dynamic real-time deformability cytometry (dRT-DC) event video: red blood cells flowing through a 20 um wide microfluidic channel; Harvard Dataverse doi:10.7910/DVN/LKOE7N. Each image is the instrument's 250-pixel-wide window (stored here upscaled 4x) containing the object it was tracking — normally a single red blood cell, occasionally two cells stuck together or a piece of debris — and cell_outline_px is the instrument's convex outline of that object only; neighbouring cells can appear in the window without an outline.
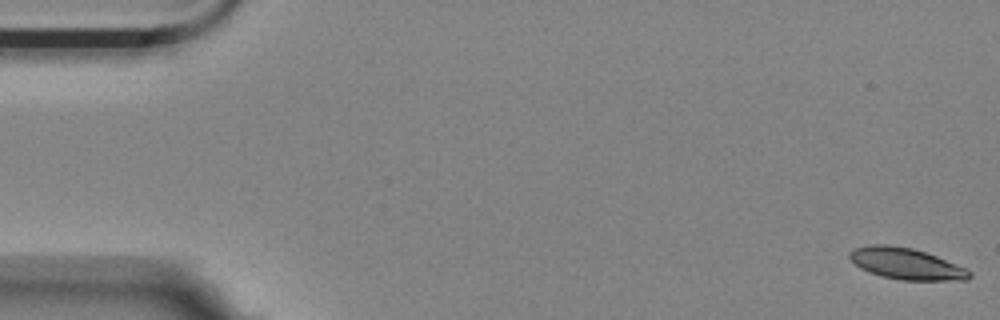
{"species": "Egyptian fruit bat (a non-hibernating species)", "species_latin": "Rousettus aegyptiacus", "temperature_condition": "room temperature", "stored_images_in_passage": 10, "camera_frame_rate_fps": 3000, "um_per_image_px": 0.085, "animal": {"sex": "female"}, "frame": {"image": 1, "passage_image": 1, "time_ms": 0.0, "image_size_px": [1000, 320], "cell_outline_px": [[972, 276], [968, 280], [900, 280], [880, 276], [860, 268], [848, 256], [848, 252], [852, 248], [872, 244], [888, 244], [912, 248], [936, 256], [964, 268], [972, 272]], "centroid_in_image_um": [76.99, 22.41], "position_along_channel_um": 8.0, "area_um2": 21.85}}
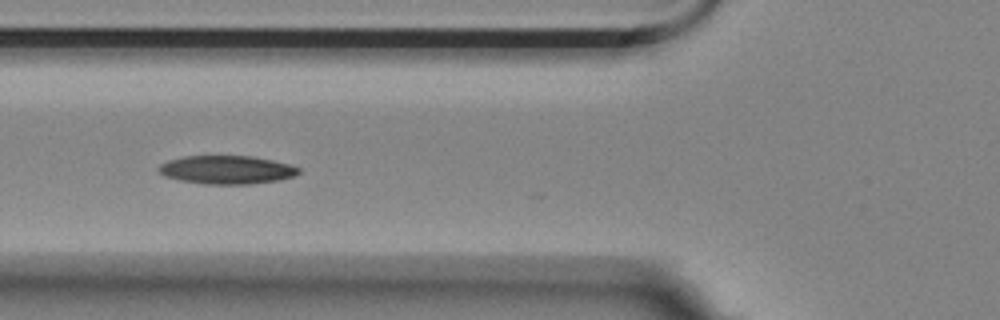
{"frame": {"image": 2, "passage_image": 6, "time_ms": 1.667, "image_size_px": [1000, 320], "cell_outline_px": [[300, 172], [292, 176], [280, 180], [252, 184], [204, 184], [180, 180], [164, 176], [156, 168], [160, 164], [168, 160], [184, 156], [252, 156], [272, 160], [288, 164], [300, 168]], "centroid_in_image_um": [19.25, 14.43], "position_along_channel_um": 106.6, "area_um2": 23.18}}
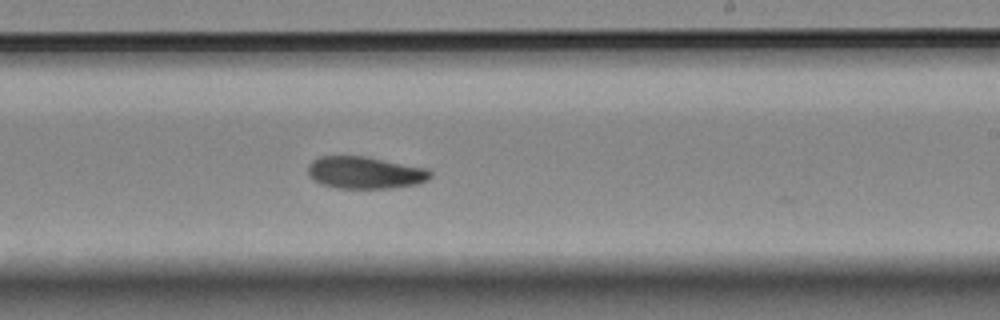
{"frame": {"image": 3, "passage_image": 10, "time_ms": 3.0, "image_size_px": [1000, 320], "cell_outline_px": [[432, 176], [428, 180], [416, 184], [392, 188], [336, 188], [320, 184], [312, 180], [308, 176], [308, 164], [312, 160], [320, 156], [364, 156], [428, 168], [432, 172]], "centroid_in_image_um": [31.01, 14.67], "position_along_channel_um": 258.0, "area_um2": 23.18}}